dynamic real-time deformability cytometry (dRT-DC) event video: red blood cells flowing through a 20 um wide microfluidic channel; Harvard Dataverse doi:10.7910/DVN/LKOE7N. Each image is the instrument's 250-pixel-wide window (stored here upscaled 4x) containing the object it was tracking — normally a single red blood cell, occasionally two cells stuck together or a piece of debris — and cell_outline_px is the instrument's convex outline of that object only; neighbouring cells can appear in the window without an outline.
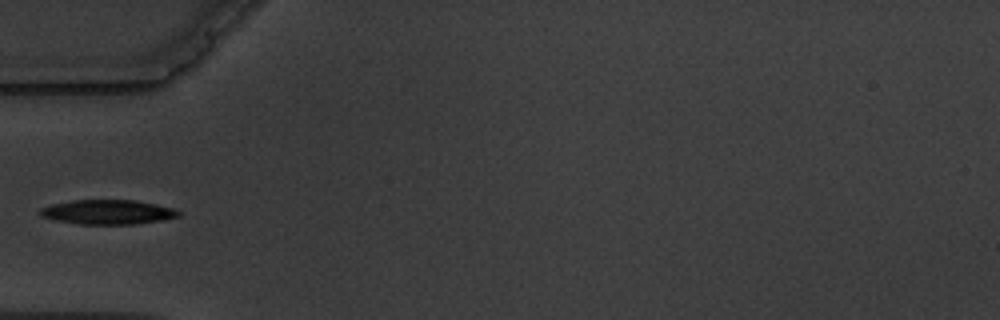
{"species": "common noctule bat (a hibernating species)", "species_latin": "Nyctalus noctula", "temperature_condition": "warm", "stored_images_in_passage": 10, "camera_frame_rate_fps": 3000, "um_per_image_px": 0.085, "animal": {"sex": "male", "body_mass_g": 19.5, "forearm_length_mm": 54.6}, "frame": {"image": 1, "passage_image": 5, "time_ms": 4.667, "image_size_px": [1000, 320], "cell_outline_px": [[180, 216], [160, 220], [136, 224], [80, 224], [56, 220], [40, 216], [40, 208], [52, 204], [72, 200], [132, 200], [172, 208], [180, 212]], "centroid_in_image_um": [9.11, 18.03], "position_along_channel_um": 75.9, "area_um2": 19.48}}
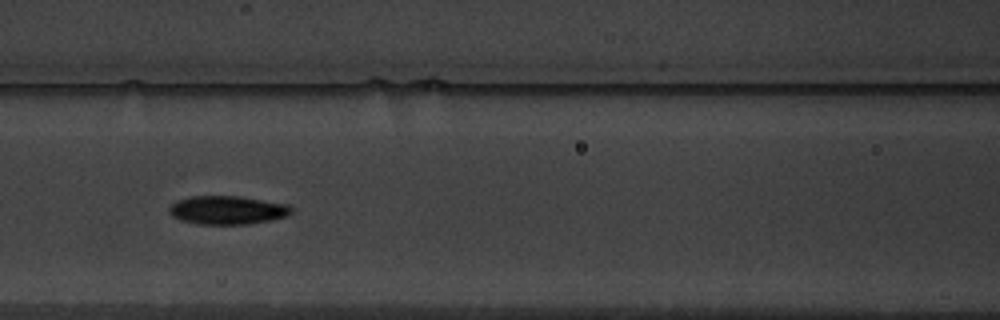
{"frame": {"image": 2, "passage_image": 7, "time_ms": 6.667, "image_size_px": [1000, 320], "cell_outline_px": [[292, 212], [284, 216], [268, 220], [248, 224], [200, 224], [180, 220], [172, 216], [168, 212], [168, 208], [176, 200], [192, 196], [240, 196], [288, 204], [292, 208]], "centroid_in_image_um": [19.28, 17.85], "position_along_channel_um": 147.3, "area_um2": 20.23}}
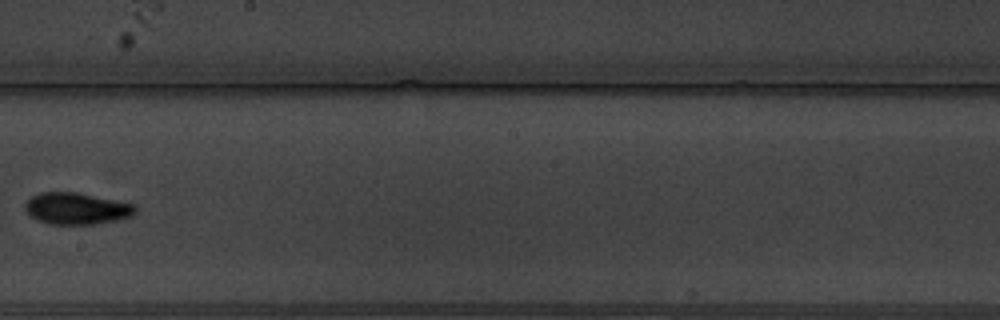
{"frame": {"image": 3, "passage_image": 9, "time_ms": 9.333, "image_size_px": [1000, 320], "cell_outline_px": [[140, 208], [132, 216], [120, 220], [92, 224], [48, 224], [36, 220], [24, 208], [24, 204], [32, 196], [40, 192], [80, 192], [136, 204]], "centroid_in_image_um": [6.57, 17.72], "position_along_channel_um": 241.6, "area_um2": 20.75}}